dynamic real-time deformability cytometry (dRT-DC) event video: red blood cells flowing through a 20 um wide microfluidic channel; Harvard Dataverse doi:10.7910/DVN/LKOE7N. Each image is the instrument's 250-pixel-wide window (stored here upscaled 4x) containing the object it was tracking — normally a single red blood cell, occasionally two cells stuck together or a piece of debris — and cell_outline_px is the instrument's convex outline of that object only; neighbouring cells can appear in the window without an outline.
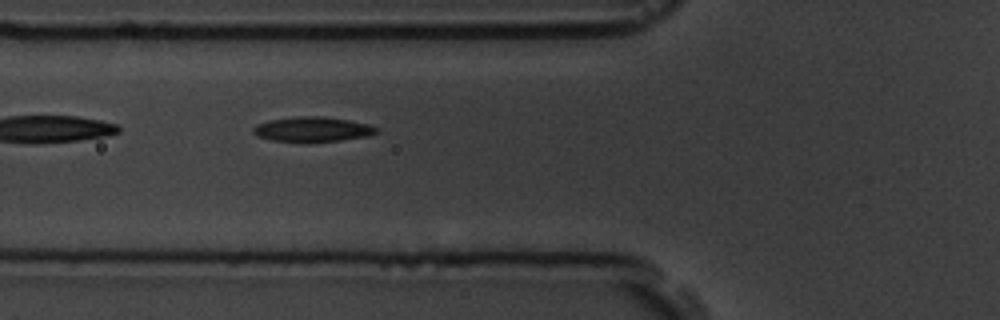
{"species": "common noctule bat (a hibernating species)", "species_latin": "Nyctalus noctula", "temperature_condition": "room temperature", "stored_images_in_passage": 2, "camera_frame_rate_fps": 3000, "um_per_image_px": 0.085, "animal": {"sex": "male", "body_mass_g": 19.5, "forearm_length_mm": 54.6}, "frame": {"image": 1, "passage_image": 2, "time_ms": 1.333, "image_size_px": [1000, 320], "cell_outline_px": [[380, 132], [368, 136], [340, 140], [304, 144], [272, 140], [256, 136], [252, 132], [252, 128], [256, 124], [268, 120], [300, 116], [324, 116], [348, 120], [368, 124], [380, 128]], "centroid_in_image_um": [26.55, 11.01], "position_along_channel_um": 99.3, "area_um2": 18.5}}